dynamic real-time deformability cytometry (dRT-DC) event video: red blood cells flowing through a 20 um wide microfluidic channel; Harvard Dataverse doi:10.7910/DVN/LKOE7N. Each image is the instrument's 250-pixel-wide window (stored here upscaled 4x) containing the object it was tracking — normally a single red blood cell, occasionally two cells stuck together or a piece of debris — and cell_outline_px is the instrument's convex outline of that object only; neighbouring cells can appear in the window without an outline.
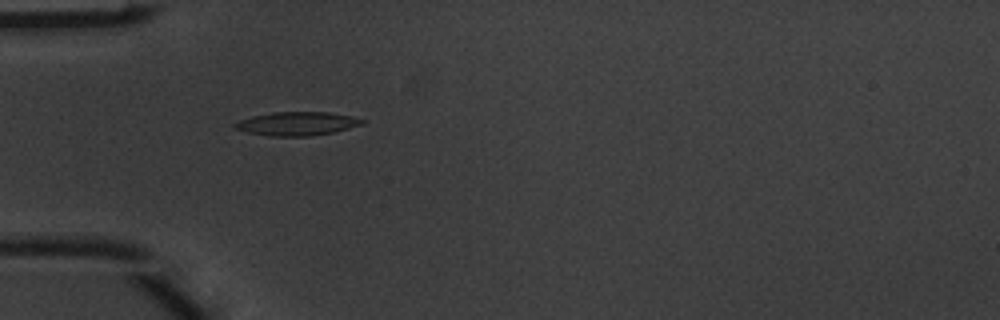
{"species": "common noctule bat (a hibernating species)", "species_latin": "Nyctalus noctula", "temperature_condition": "warm", "stored_images_in_passage": 3, "camera_frame_rate_fps": 3000, "um_per_image_px": 0.085, "animal": {"sex": "male", "body_mass_g": 20.1, "forearm_length_mm": 53.5}, "frame": {"image": 1, "passage_image": 2, "time_ms": 0.333, "image_size_px": [1000, 320], "cell_outline_px": [[364, 124], [332, 132], [312, 136], [268, 136], [248, 132], [236, 128], [232, 124], [240, 120], [252, 116], [272, 112], [328, 112], [352, 116], [364, 120]], "centroid_in_image_um": [25.24, 10.51], "position_along_channel_um": 59.8, "area_um2": 17.4}}